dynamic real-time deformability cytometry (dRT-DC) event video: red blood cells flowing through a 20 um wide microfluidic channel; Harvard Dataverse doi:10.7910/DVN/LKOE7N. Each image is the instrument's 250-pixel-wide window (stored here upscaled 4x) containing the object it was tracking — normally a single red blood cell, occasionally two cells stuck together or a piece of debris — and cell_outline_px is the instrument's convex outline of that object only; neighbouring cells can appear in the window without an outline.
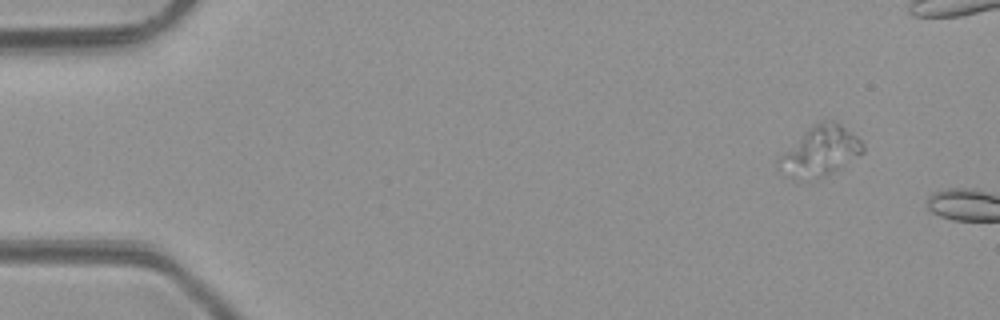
{"species": "common noctule bat (a hibernating species)", "species_latin": "Nyctalus noctula", "temperature_condition": "room temperature", "stored_images_in_passage": 3, "camera_frame_rate_fps": 3000, "um_per_image_px": 0.085, "animal": {"sex": "male", "body_mass_g": 23.1, "forearm_length_mm": 52.7}, "frame": {"image": 1, "passage_image": 2, "time_ms": 1.0, "image_size_px": [1000, 320], "cell_outline_px": [[864, 152], [820, 180], [780, 156], [784, 152], [816, 124], [828, 120], [832, 120], [840, 124], [856, 136], [864, 144]], "centroid_in_image_um": [70.07, 12.68], "position_along_channel_um": 14.9, "area_um2": 20.75}}